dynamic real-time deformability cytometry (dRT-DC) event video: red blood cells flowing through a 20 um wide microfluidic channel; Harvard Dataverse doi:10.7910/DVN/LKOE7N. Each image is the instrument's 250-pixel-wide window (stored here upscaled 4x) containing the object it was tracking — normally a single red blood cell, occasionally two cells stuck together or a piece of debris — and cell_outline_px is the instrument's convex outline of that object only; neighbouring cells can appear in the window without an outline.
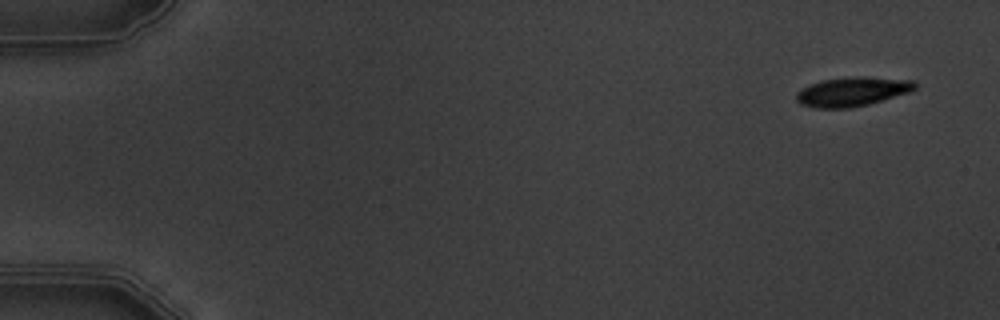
{"species": "common noctule bat (a hibernating species)", "species_latin": "Nyctalus noctula", "temperature_condition": "warm", "stored_images_in_passage": 5, "camera_frame_rate_fps": 3000, "um_per_image_px": 0.085, "animal": {"sex": "male", "body_mass_g": 19.5, "forearm_length_mm": 54.6}, "frame": {"image": 1, "passage_image": 1, "time_ms": 0.0, "image_size_px": [1000, 320], "cell_outline_px": [[916, 88], [908, 92], [868, 104], [848, 108], [816, 108], [800, 104], [796, 100], [796, 92], [820, 80], [852, 76], [864, 76], [916, 80]], "centroid_in_image_um": [72.44, 7.77], "position_along_channel_um": 12.6, "area_um2": 20.17}}
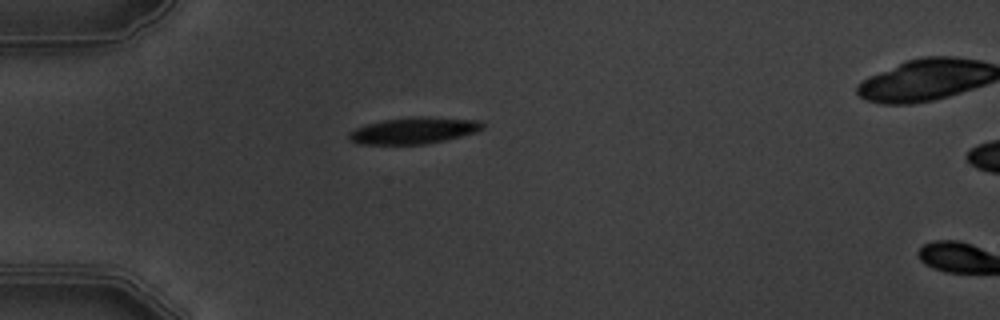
{"frame": {"image": 2, "passage_image": 4, "time_ms": 4.333, "image_size_px": [1000, 320], "cell_outline_px": [[484, 128], [476, 132], [444, 140], [424, 144], [356, 144], [348, 136], [348, 132], [356, 128], [368, 124], [384, 120], [416, 116], [428, 116], [480, 120], [484, 124]], "centroid_in_image_um": [35.2, 11.08], "position_along_channel_um": 49.8, "area_um2": 20.58}}